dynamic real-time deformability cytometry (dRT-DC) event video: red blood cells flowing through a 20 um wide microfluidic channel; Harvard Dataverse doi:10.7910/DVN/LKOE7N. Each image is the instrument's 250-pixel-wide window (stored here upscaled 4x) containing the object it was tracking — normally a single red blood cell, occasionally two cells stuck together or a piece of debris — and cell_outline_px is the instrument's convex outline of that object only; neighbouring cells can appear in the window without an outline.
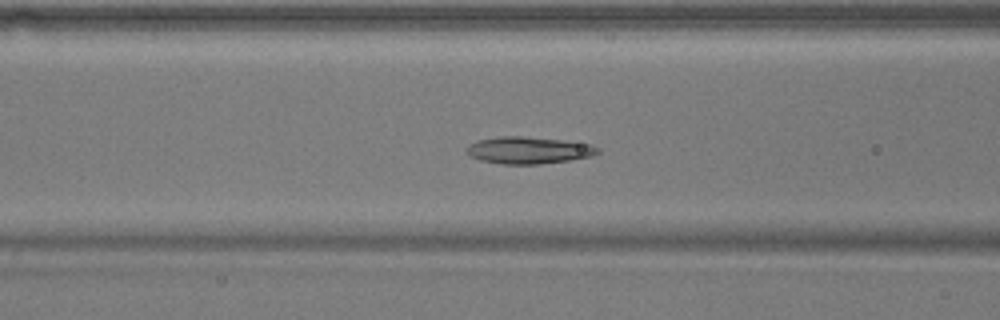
{"species": "common noctule bat (a hibernating species)", "species_latin": "Nyctalus noctula", "temperature_condition": "warm", "stored_images_in_passage": 54, "camera_frame_rate_fps": 3000, "um_per_image_px": 0.085, "animal": {"sex": "male", "body_mass_g": 17.9}, "frame": {"image": 1, "passage_image": 21, "time_ms": 6.667, "image_size_px": [1000, 320], "cell_outline_px": [[600, 152], [592, 156], [568, 160], [540, 164], [500, 164], [480, 160], [472, 156], [468, 152], [468, 144], [476, 140], [500, 136], [520, 136], [560, 140], [592, 144], [600, 148]], "centroid_in_image_um": [44.94, 12.77], "position_along_channel_um": 121.7, "area_um2": 20.52}}
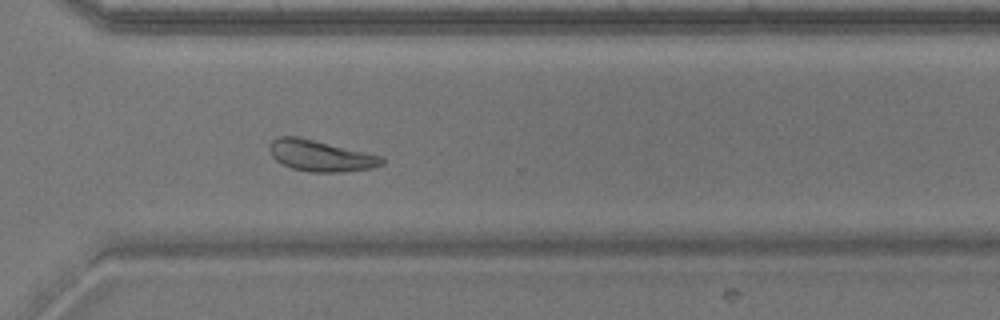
{"frame": {"image": 2, "passage_image": 39, "time_ms": 12.667, "image_size_px": [1000, 320], "cell_outline_px": [[384, 164], [372, 168], [340, 172], [312, 172], [292, 168], [276, 160], [272, 156], [268, 148], [268, 144], [272, 140], [280, 136], [300, 136], [384, 156]], "centroid_in_image_um": [27.26, 13.22], "position_along_channel_um": 343.3, "area_um2": 20.63}}
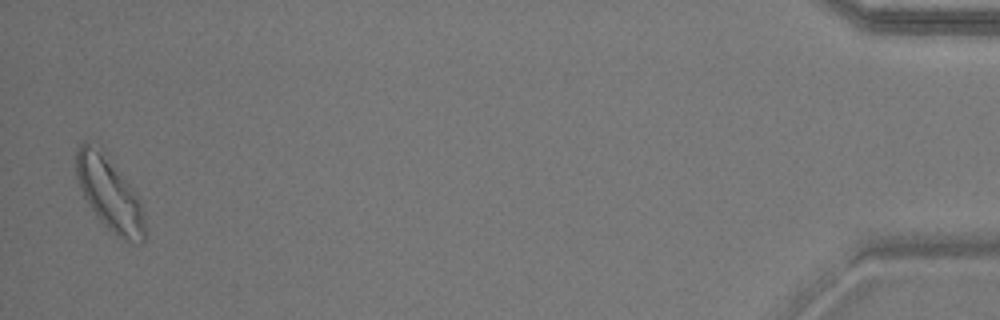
{"frame": {"image": 3, "passage_image": 53, "time_ms": 17.333, "image_size_px": [1000, 320], "cell_outline_px": [[144, 240], [140, 244], [136, 244], [124, 240], [108, 228], [96, 216], [84, 196], [76, 176], [76, 148], [84, 140], [128, 184], [136, 196], [140, 204], [144, 216]], "centroid_in_image_um": [9.29, 16.62], "position_along_channel_um": 425.9, "area_um2": 27.28}, "authors_computed_cell_mechanics": {"area_um2": 21.7328, "velocity_mm_per_s": 3.7021, "shape_relaxation_time_tau1_ms": 3.2479, "shape_relaxation_time_tau2_ms": 2.7461, "deformation_change_tau1": 0.1311, "deformation_change_tau2": 0.0918}}